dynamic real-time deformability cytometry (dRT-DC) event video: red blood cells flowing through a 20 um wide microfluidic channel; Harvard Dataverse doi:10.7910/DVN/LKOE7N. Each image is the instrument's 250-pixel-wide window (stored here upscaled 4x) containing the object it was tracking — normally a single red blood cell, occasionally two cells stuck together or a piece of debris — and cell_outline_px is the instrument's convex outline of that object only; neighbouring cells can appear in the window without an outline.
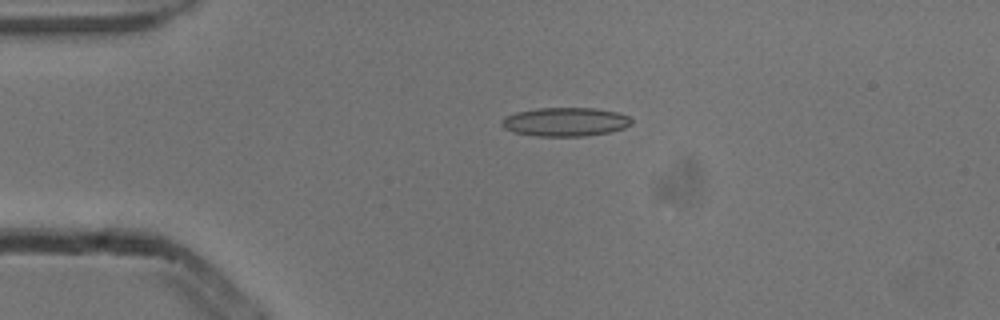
{"species": "common noctule bat (a hibernating species)", "species_latin": "Nyctalus noctula", "temperature_condition": "cold", "stored_images_in_passage": 4, "camera_frame_rate_fps": 3000, "um_per_image_px": 0.085, "animal": {"sex": "male", "body_mass_g": 13.3}, "frame": {"image": 1, "passage_image": 3, "time_ms": 0.667, "image_size_px": [1000, 320], "cell_outline_px": [[632, 124], [624, 128], [608, 132], [584, 136], [536, 136], [512, 132], [504, 128], [500, 124], [500, 120], [504, 116], [516, 112], [540, 108], [596, 108], [616, 112], [628, 116], [632, 120]], "centroid_in_image_um": [48.01, 10.36], "position_along_channel_um": 37.0, "area_um2": 21.85}}